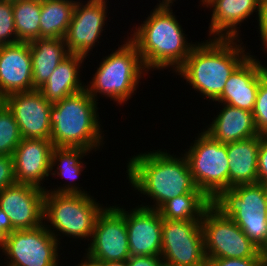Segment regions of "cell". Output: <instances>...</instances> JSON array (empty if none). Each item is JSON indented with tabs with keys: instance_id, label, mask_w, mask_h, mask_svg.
Segmentation results:
<instances>
[{
	"instance_id": "cell-1",
	"label": "cell",
	"mask_w": 267,
	"mask_h": 266,
	"mask_svg": "<svg viewBox=\"0 0 267 266\" xmlns=\"http://www.w3.org/2000/svg\"><path fill=\"white\" fill-rule=\"evenodd\" d=\"M127 163L128 180L135 190L154 200L142 207L158 210L166 201L189 192H202L194 183L187 159L156 150L140 153ZM153 206V207H152Z\"/></svg>"
},
{
	"instance_id": "cell-2",
	"label": "cell",
	"mask_w": 267,
	"mask_h": 266,
	"mask_svg": "<svg viewBox=\"0 0 267 266\" xmlns=\"http://www.w3.org/2000/svg\"><path fill=\"white\" fill-rule=\"evenodd\" d=\"M235 38L206 40L194 46L185 62L176 70L194 90L216 101L234 70L250 55Z\"/></svg>"
},
{
	"instance_id": "cell-3",
	"label": "cell",
	"mask_w": 267,
	"mask_h": 266,
	"mask_svg": "<svg viewBox=\"0 0 267 266\" xmlns=\"http://www.w3.org/2000/svg\"><path fill=\"white\" fill-rule=\"evenodd\" d=\"M150 13L128 39L136 46L147 72L170 66L176 71L196 44L186 41L170 6L157 5Z\"/></svg>"
},
{
	"instance_id": "cell-4",
	"label": "cell",
	"mask_w": 267,
	"mask_h": 266,
	"mask_svg": "<svg viewBox=\"0 0 267 266\" xmlns=\"http://www.w3.org/2000/svg\"><path fill=\"white\" fill-rule=\"evenodd\" d=\"M97 102L86 89L54 102L50 110L54 147H78L93 150L102 146Z\"/></svg>"
},
{
	"instance_id": "cell-5",
	"label": "cell",
	"mask_w": 267,
	"mask_h": 266,
	"mask_svg": "<svg viewBox=\"0 0 267 266\" xmlns=\"http://www.w3.org/2000/svg\"><path fill=\"white\" fill-rule=\"evenodd\" d=\"M69 184L54 191L45 189L43 220L68 237L91 238L104 207L76 183Z\"/></svg>"
},
{
	"instance_id": "cell-6",
	"label": "cell",
	"mask_w": 267,
	"mask_h": 266,
	"mask_svg": "<svg viewBox=\"0 0 267 266\" xmlns=\"http://www.w3.org/2000/svg\"><path fill=\"white\" fill-rule=\"evenodd\" d=\"M125 43L103 59L92 82L85 86L95 101L99 93L118 104L126 103L138 87L143 72L147 71L136 46L129 39Z\"/></svg>"
},
{
	"instance_id": "cell-7",
	"label": "cell",
	"mask_w": 267,
	"mask_h": 266,
	"mask_svg": "<svg viewBox=\"0 0 267 266\" xmlns=\"http://www.w3.org/2000/svg\"><path fill=\"white\" fill-rule=\"evenodd\" d=\"M184 154L194 183L211 201L229 189L227 143L213 139L204 130Z\"/></svg>"
},
{
	"instance_id": "cell-8",
	"label": "cell",
	"mask_w": 267,
	"mask_h": 266,
	"mask_svg": "<svg viewBox=\"0 0 267 266\" xmlns=\"http://www.w3.org/2000/svg\"><path fill=\"white\" fill-rule=\"evenodd\" d=\"M201 226L206 259L267 258L231 218L212 204L205 210Z\"/></svg>"
},
{
	"instance_id": "cell-9",
	"label": "cell",
	"mask_w": 267,
	"mask_h": 266,
	"mask_svg": "<svg viewBox=\"0 0 267 266\" xmlns=\"http://www.w3.org/2000/svg\"><path fill=\"white\" fill-rule=\"evenodd\" d=\"M45 226L44 221L37 228L15 230L0 241V250L10 259L7 266L59 265L58 234Z\"/></svg>"
},
{
	"instance_id": "cell-10",
	"label": "cell",
	"mask_w": 267,
	"mask_h": 266,
	"mask_svg": "<svg viewBox=\"0 0 267 266\" xmlns=\"http://www.w3.org/2000/svg\"><path fill=\"white\" fill-rule=\"evenodd\" d=\"M161 258L165 266H206L201 221L163 219Z\"/></svg>"
},
{
	"instance_id": "cell-11",
	"label": "cell",
	"mask_w": 267,
	"mask_h": 266,
	"mask_svg": "<svg viewBox=\"0 0 267 266\" xmlns=\"http://www.w3.org/2000/svg\"><path fill=\"white\" fill-rule=\"evenodd\" d=\"M87 255L101 262L130 258L124 208L110 206L98 215Z\"/></svg>"
},
{
	"instance_id": "cell-12",
	"label": "cell",
	"mask_w": 267,
	"mask_h": 266,
	"mask_svg": "<svg viewBox=\"0 0 267 266\" xmlns=\"http://www.w3.org/2000/svg\"><path fill=\"white\" fill-rule=\"evenodd\" d=\"M106 0H88L85 5L76 2L72 20L64 37L70 54L83 57L89 55L95 43L102 35L107 17Z\"/></svg>"
},
{
	"instance_id": "cell-13",
	"label": "cell",
	"mask_w": 267,
	"mask_h": 266,
	"mask_svg": "<svg viewBox=\"0 0 267 266\" xmlns=\"http://www.w3.org/2000/svg\"><path fill=\"white\" fill-rule=\"evenodd\" d=\"M5 105L13 113L22 138L50 139L53 103L39 89L11 94L5 97Z\"/></svg>"
},
{
	"instance_id": "cell-14",
	"label": "cell",
	"mask_w": 267,
	"mask_h": 266,
	"mask_svg": "<svg viewBox=\"0 0 267 266\" xmlns=\"http://www.w3.org/2000/svg\"><path fill=\"white\" fill-rule=\"evenodd\" d=\"M45 189L15 183L0 191V209L15 230L33 229L44 224Z\"/></svg>"
},
{
	"instance_id": "cell-15",
	"label": "cell",
	"mask_w": 267,
	"mask_h": 266,
	"mask_svg": "<svg viewBox=\"0 0 267 266\" xmlns=\"http://www.w3.org/2000/svg\"><path fill=\"white\" fill-rule=\"evenodd\" d=\"M141 206L130 212L124 209L130 257H161L163 219L158 210Z\"/></svg>"
},
{
	"instance_id": "cell-16",
	"label": "cell",
	"mask_w": 267,
	"mask_h": 266,
	"mask_svg": "<svg viewBox=\"0 0 267 266\" xmlns=\"http://www.w3.org/2000/svg\"><path fill=\"white\" fill-rule=\"evenodd\" d=\"M53 147L50 139L22 138L12 155L16 183L30 184L44 189L41 181L51 173Z\"/></svg>"
},
{
	"instance_id": "cell-17",
	"label": "cell",
	"mask_w": 267,
	"mask_h": 266,
	"mask_svg": "<svg viewBox=\"0 0 267 266\" xmlns=\"http://www.w3.org/2000/svg\"><path fill=\"white\" fill-rule=\"evenodd\" d=\"M29 42L0 46V95L33 90Z\"/></svg>"
},
{
	"instance_id": "cell-18",
	"label": "cell",
	"mask_w": 267,
	"mask_h": 266,
	"mask_svg": "<svg viewBox=\"0 0 267 266\" xmlns=\"http://www.w3.org/2000/svg\"><path fill=\"white\" fill-rule=\"evenodd\" d=\"M253 57L249 55L234 70L216 101L253 112L260 81L267 75V67Z\"/></svg>"
},
{
	"instance_id": "cell-19",
	"label": "cell",
	"mask_w": 267,
	"mask_h": 266,
	"mask_svg": "<svg viewBox=\"0 0 267 266\" xmlns=\"http://www.w3.org/2000/svg\"><path fill=\"white\" fill-rule=\"evenodd\" d=\"M212 205L228 218L267 216V188L265 184H243L222 190Z\"/></svg>"
},
{
	"instance_id": "cell-20",
	"label": "cell",
	"mask_w": 267,
	"mask_h": 266,
	"mask_svg": "<svg viewBox=\"0 0 267 266\" xmlns=\"http://www.w3.org/2000/svg\"><path fill=\"white\" fill-rule=\"evenodd\" d=\"M258 0H211L206 6L212 8L209 36L218 38H238L237 25L258 12ZM212 6V7H211ZM257 10V11H255Z\"/></svg>"
},
{
	"instance_id": "cell-21",
	"label": "cell",
	"mask_w": 267,
	"mask_h": 266,
	"mask_svg": "<svg viewBox=\"0 0 267 266\" xmlns=\"http://www.w3.org/2000/svg\"><path fill=\"white\" fill-rule=\"evenodd\" d=\"M223 105L219 115L204 130L213 139L226 144L260 135L252 112L225 103Z\"/></svg>"
},
{
	"instance_id": "cell-22",
	"label": "cell",
	"mask_w": 267,
	"mask_h": 266,
	"mask_svg": "<svg viewBox=\"0 0 267 266\" xmlns=\"http://www.w3.org/2000/svg\"><path fill=\"white\" fill-rule=\"evenodd\" d=\"M260 135L227 143L229 189L258 182Z\"/></svg>"
},
{
	"instance_id": "cell-23",
	"label": "cell",
	"mask_w": 267,
	"mask_h": 266,
	"mask_svg": "<svg viewBox=\"0 0 267 266\" xmlns=\"http://www.w3.org/2000/svg\"><path fill=\"white\" fill-rule=\"evenodd\" d=\"M33 90L43 86L60 62L70 55L64 39L37 38L29 42Z\"/></svg>"
},
{
	"instance_id": "cell-24",
	"label": "cell",
	"mask_w": 267,
	"mask_h": 266,
	"mask_svg": "<svg viewBox=\"0 0 267 266\" xmlns=\"http://www.w3.org/2000/svg\"><path fill=\"white\" fill-rule=\"evenodd\" d=\"M85 57L70 54L58 64L48 81L39 88L43 96L51 103L85 89L79 79V68Z\"/></svg>"
},
{
	"instance_id": "cell-25",
	"label": "cell",
	"mask_w": 267,
	"mask_h": 266,
	"mask_svg": "<svg viewBox=\"0 0 267 266\" xmlns=\"http://www.w3.org/2000/svg\"><path fill=\"white\" fill-rule=\"evenodd\" d=\"M76 2L73 0H41L40 38L64 39Z\"/></svg>"
},
{
	"instance_id": "cell-26",
	"label": "cell",
	"mask_w": 267,
	"mask_h": 266,
	"mask_svg": "<svg viewBox=\"0 0 267 266\" xmlns=\"http://www.w3.org/2000/svg\"><path fill=\"white\" fill-rule=\"evenodd\" d=\"M212 201L203 192H189L166 201L159 209L162 219L201 221Z\"/></svg>"
},
{
	"instance_id": "cell-27",
	"label": "cell",
	"mask_w": 267,
	"mask_h": 266,
	"mask_svg": "<svg viewBox=\"0 0 267 266\" xmlns=\"http://www.w3.org/2000/svg\"><path fill=\"white\" fill-rule=\"evenodd\" d=\"M12 8L18 41L40 38L41 0H12Z\"/></svg>"
},
{
	"instance_id": "cell-28",
	"label": "cell",
	"mask_w": 267,
	"mask_h": 266,
	"mask_svg": "<svg viewBox=\"0 0 267 266\" xmlns=\"http://www.w3.org/2000/svg\"><path fill=\"white\" fill-rule=\"evenodd\" d=\"M89 152L90 150L88 149L78 147H53L51 153V171L58 162L60 163L57 165V171H53L54 173L52 172L51 175L55 176L57 173L58 176L67 177V179L69 178L71 180L79 178L78 176L84 170L83 163L80 160Z\"/></svg>"
},
{
	"instance_id": "cell-29",
	"label": "cell",
	"mask_w": 267,
	"mask_h": 266,
	"mask_svg": "<svg viewBox=\"0 0 267 266\" xmlns=\"http://www.w3.org/2000/svg\"><path fill=\"white\" fill-rule=\"evenodd\" d=\"M22 141L13 113L4 104L0 109V155L12 156Z\"/></svg>"
},
{
	"instance_id": "cell-30",
	"label": "cell",
	"mask_w": 267,
	"mask_h": 266,
	"mask_svg": "<svg viewBox=\"0 0 267 266\" xmlns=\"http://www.w3.org/2000/svg\"><path fill=\"white\" fill-rule=\"evenodd\" d=\"M262 252L267 254V216L231 218Z\"/></svg>"
},
{
	"instance_id": "cell-31",
	"label": "cell",
	"mask_w": 267,
	"mask_h": 266,
	"mask_svg": "<svg viewBox=\"0 0 267 266\" xmlns=\"http://www.w3.org/2000/svg\"><path fill=\"white\" fill-rule=\"evenodd\" d=\"M17 42L12 0H0V46Z\"/></svg>"
},
{
	"instance_id": "cell-32",
	"label": "cell",
	"mask_w": 267,
	"mask_h": 266,
	"mask_svg": "<svg viewBox=\"0 0 267 266\" xmlns=\"http://www.w3.org/2000/svg\"><path fill=\"white\" fill-rule=\"evenodd\" d=\"M260 135H267V75L260 81L252 112Z\"/></svg>"
},
{
	"instance_id": "cell-33",
	"label": "cell",
	"mask_w": 267,
	"mask_h": 266,
	"mask_svg": "<svg viewBox=\"0 0 267 266\" xmlns=\"http://www.w3.org/2000/svg\"><path fill=\"white\" fill-rule=\"evenodd\" d=\"M206 266H267V258L207 259Z\"/></svg>"
},
{
	"instance_id": "cell-34",
	"label": "cell",
	"mask_w": 267,
	"mask_h": 266,
	"mask_svg": "<svg viewBox=\"0 0 267 266\" xmlns=\"http://www.w3.org/2000/svg\"><path fill=\"white\" fill-rule=\"evenodd\" d=\"M15 183L13 157L0 155V191Z\"/></svg>"
},
{
	"instance_id": "cell-35",
	"label": "cell",
	"mask_w": 267,
	"mask_h": 266,
	"mask_svg": "<svg viewBox=\"0 0 267 266\" xmlns=\"http://www.w3.org/2000/svg\"><path fill=\"white\" fill-rule=\"evenodd\" d=\"M258 182L267 183V135H260L258 151Z\"/></svg>"
},
{
	"instance_id": "cell-36",
	"label": "cell",
	"mask_w": 267,
	"mask_h": 266,
	"mask_svg": "<svg viewBox=\"0 0 267 266\" xmlns=\"http://www.w3.org/2000/svg\"><path fill=\"white\" fill-rule=\"evenodd\" d=\"M159 256H132L127 260V266H163Z\"/></svg>"
},
{
	"instance_id": "cell-37",
	"label": "cell",
	"mask_w": 267,
	"mask_h": 266,
	"mask_svg": "<svg viewBox=\"0 0 267 266\" xmlns=\"http://www.w3.org/2000/svg\"><path fill=\"white\" fill-rule=\"evenodd\" d=\"M259 31L261 34V42L264 45V48L267 49V0H262L259 5Z\"/></svg>"
},
{
	"instance_id": "cell-38",
	"label": "cell",
	"mask_w": 267,
	"mask_h": 266,
	"mask_svg": "<svg viewBox=\"0 0 267 266\" xmlns=\"http://www.w3.org/2000/svg\"><path fill=\"white\" fill-rule=\"evenodd\" d=\"M15 231L9 217L0 209V241L10 233Z\"/></svg>"
},
{
	"instance_id": "cell-39",
	"label": "cell",
	"mask_w": 267,
	"mask_h": 266,
	"mask_svg": "<svg viewBox=\"0 0 267 266\" xmlns=\"http://www.w3.org/2000/svg\"><path fill=\"white\" fill-rule=\"evenodd\" d=\"M83 259L84 260H81L80 261L81 263L76 265V266H103V262L95 260V259L91 258L90 256H88L87 254L85 255V257Z\"/></svg>"
},
{
	"instance_id": "cell-40",
	"label": "cell",
	"mask_w": 267,
	"mask_h": 266,
	"mask_svg": "<svg viewBox=\"0 0 267 266\" xmlns=\"http://www.w3.org/2000/svg\"><path fill=\"white\" fill-rule=\"evenodd\" d=\"M103 266H127V261L103 262Z\"/></svg>"
},
{
	"instance_id": "cell-41",
	"label": "cell",
	"mask_w": 267,
	"mask_h": 266,
	"mask_svg": "<svg viewBox=\"0 0 267 266\" xmlns=\"http://www.w3.org/2000/svg\"><path fill=\"white\" fill-rule=\"evenodd\" d=\"M173 1H175V0H162V2L159 3L158 5H168V6H171L173 4Z\"/></svg>"
},
{
	"instance_id": "cell-42",
	"label": "cell",
	"mask_w": 267,
	"mask_h": 266,
	"mask_svg": "<svg viewBox=\"0 0 267 266\" xmlns=\"http://www.w3.org/2000/svg\"><path fill=\"white\" fill-rule=\"evenodd\" d=\"M5 104V98L3 96L0 95V109L2 108V106Z\"/></svg>"
},
{
	"instance_id": "cell-43",
	"label": "cell",
	"mask_w": 267,
	"mask_h": 266,
	"mask_svg": "<svg viewBox=\"0 0 267 266\" xmlns=\"http://www.w3.org/2000/svg\"><path fill=\"white\" fill-rule=\"evenodd\" d=\"M209 1H211V0H201L200 2H202V3H201L202 6H203V4H204V6H205Z\"/></svg>"
}]
</instances>
